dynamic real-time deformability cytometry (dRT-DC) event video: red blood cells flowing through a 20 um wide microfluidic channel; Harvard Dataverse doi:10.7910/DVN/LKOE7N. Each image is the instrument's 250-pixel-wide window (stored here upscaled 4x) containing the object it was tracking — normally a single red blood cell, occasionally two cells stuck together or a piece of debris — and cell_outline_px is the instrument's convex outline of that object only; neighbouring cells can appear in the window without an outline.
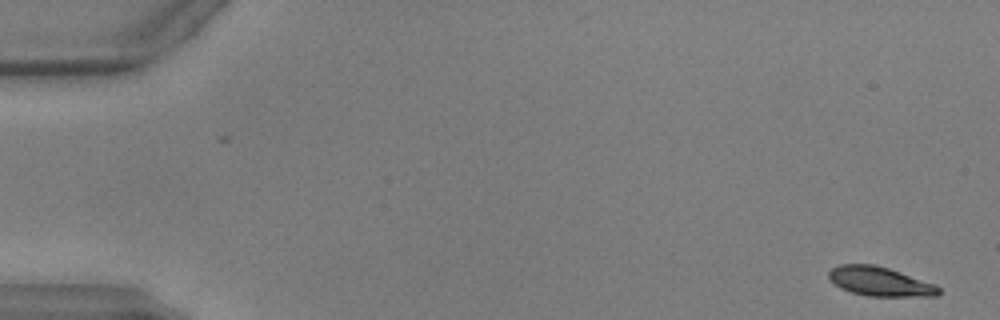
{"species": "common noctule bat (a hibernating species)", "species_latin": "Nyctalus noctula", "temperature_condition": "warm", "stored_images_in_passage": 52, "camera_frame_rate_fps": 3000, "um_per_image_px": 0.085, "animal": {"sex": "male", "body_mass_g": 17.9, "forearm_length_mm": 54.2}, "frame": {"image": 1, "passage_image": 2, "time_ms": 0.333, "image_size_px": [1000, 320], "cell_outline_px": [[940, 292], [936, 296], [868, 296], [852, 292], [840, 288], [828, 276], [828, 272], [832, 268], [840, 264], [876, 264], [936, 284], [940, 288]], "centroid_in_image_um": [74.81, 23.92], "position_along_channel_um": 10.2, "area_um2": 18.61}}
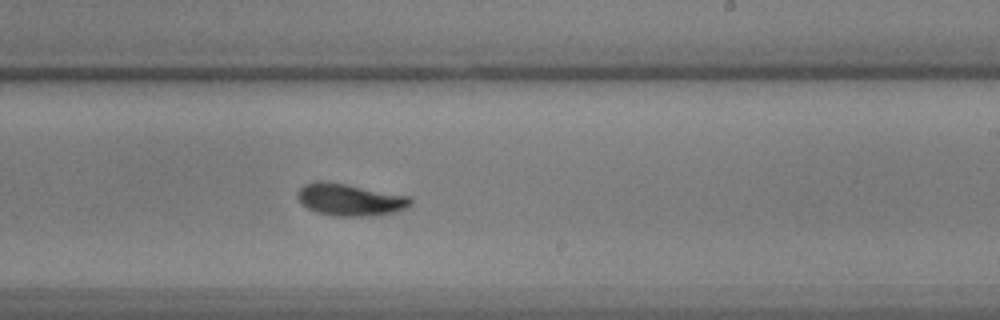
{"frame": {"image": 2, "passage_image": 32, "time_ms": 10.333, "image_size_px": [1000, 320], "cell_outline_px": [[412, 204], [408, 208], [396, 212], [380, 216], [332, 216], [316, 212], [308, 208], [296, 196], [300, 188], [304, 184], [316, 180], [320, 180], [344, 184], [412, 196]], "centroid_in_image_um": [29.8, 16.99], "position_along_channel_um": 259.2, "area_um2": 21.39}}
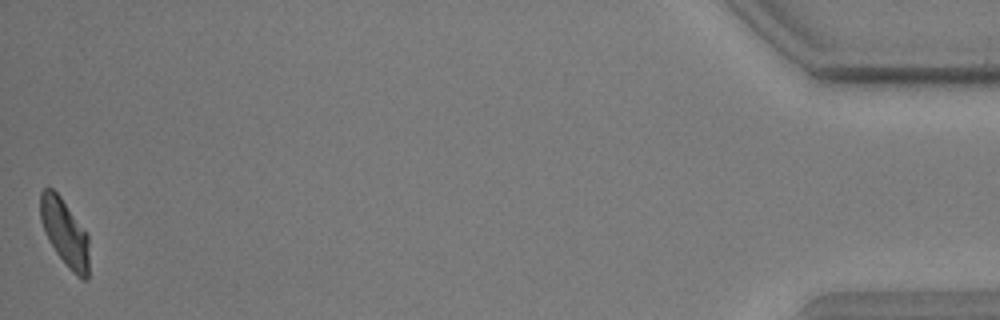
{"frame": {"image": 3, "passage_image": 52, "time_ms": 17.0, "image_size_px": [1000, 320], "cell_outline_px": [[88, 280], [84, 280], [76, 276], [72, 272], [56, 252], [48, 240], [44, 232], [40, 220], [40, 192], [44, 188], [52, 188], [60, 196], [88, 232]], "centroid_in_image_um": [5.5, 19.76], "position_along_channel_um": 429.7, "area_um2": 19.19}, "authors_computed_cell_mechanics": {"area_um2": 20.0277, "velocity_mm_per_s": 3.9054, "shape_relaxation_time_tau1_ms": 2.9358, "shape_relaxation_time_tau2_ms": 1.6947, "deformation_change_tau1": 0.1581, "deformation_change_tau2": 0.0731}}